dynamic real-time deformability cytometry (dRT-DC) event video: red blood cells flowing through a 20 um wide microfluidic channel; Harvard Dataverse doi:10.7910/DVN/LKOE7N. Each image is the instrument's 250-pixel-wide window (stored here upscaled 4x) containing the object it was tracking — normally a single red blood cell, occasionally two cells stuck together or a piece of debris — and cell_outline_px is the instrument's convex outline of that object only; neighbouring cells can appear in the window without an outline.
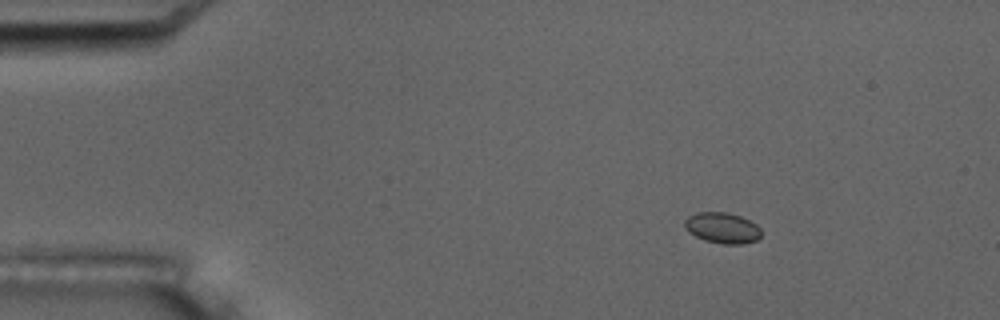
{"species": "common noctule bat (a hibernating species)", "species_latin": "Nyctalus noctula", "temperature_condition": "room temperature", "stored_images_in_passage": 5, "camera_frame_rate_fps": 3000, "um_per_image_px": 0.085, "animal": {"sex": "male", "body_mass_g": 17.5, "forearm_length_mm": 52.3}, "frame": {"image": 1, "passage_image": 1, "time_ms": 0.0, "image_size_px": [1000, 320], "cell_outline_px": [[760, 236], [756, 240], [744, 244], [724, 244], [704, 240], [688, 232], [684, 228], [684, 220], [688, 216], [696, 212], [724, 212], [740, 216], [756, 224], [760, 228]], "centroid_in_image_um": [61.36, 19.37], "position_along_channel_um": 23.6, "area_um2": 13.76}}